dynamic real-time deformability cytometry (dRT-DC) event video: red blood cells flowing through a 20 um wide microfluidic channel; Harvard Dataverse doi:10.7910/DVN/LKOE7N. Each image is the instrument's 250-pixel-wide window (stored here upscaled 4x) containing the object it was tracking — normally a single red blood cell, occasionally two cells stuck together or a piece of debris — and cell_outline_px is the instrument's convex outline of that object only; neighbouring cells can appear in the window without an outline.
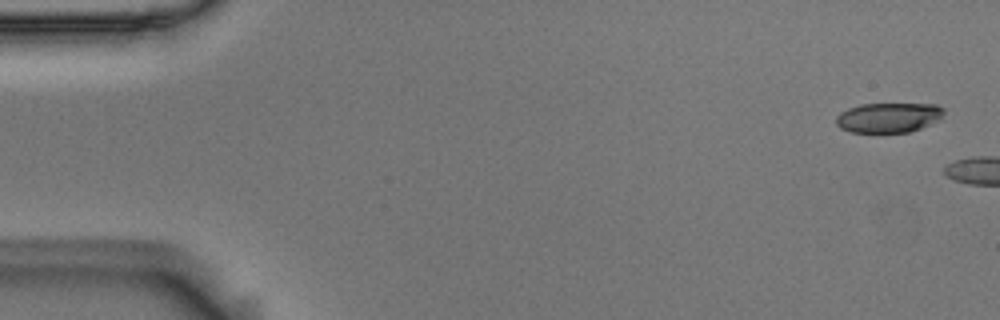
{"species": "Egyptian fruit bat (a non-hibernating species)", "species_latin": "Rousettus aegyptiacus", "temperature_condition": "room temperature", "stored_images_in_passage": 12, "camera_frame_rate_fps": 3000, "um_per_image_px": 0.085, "animal": {"sex": "male"}, "frame": {"image": 1, "passage_image": 1, "time_ms": 0.0, "image_size_px": [1000, 320], "cell_outline_px": [[944, 112], [936, 120], [920, 128], [908, 132], [848, 132], [840, 128], [836, 124], [836, 116], [840, 112], [848, 108], [860, 104], [936, 104], [944, 108]], "centroid_in_image_um": [75.46, 9.98], "position_along_channel_um": 9.5, "area_um2": 18.61}}